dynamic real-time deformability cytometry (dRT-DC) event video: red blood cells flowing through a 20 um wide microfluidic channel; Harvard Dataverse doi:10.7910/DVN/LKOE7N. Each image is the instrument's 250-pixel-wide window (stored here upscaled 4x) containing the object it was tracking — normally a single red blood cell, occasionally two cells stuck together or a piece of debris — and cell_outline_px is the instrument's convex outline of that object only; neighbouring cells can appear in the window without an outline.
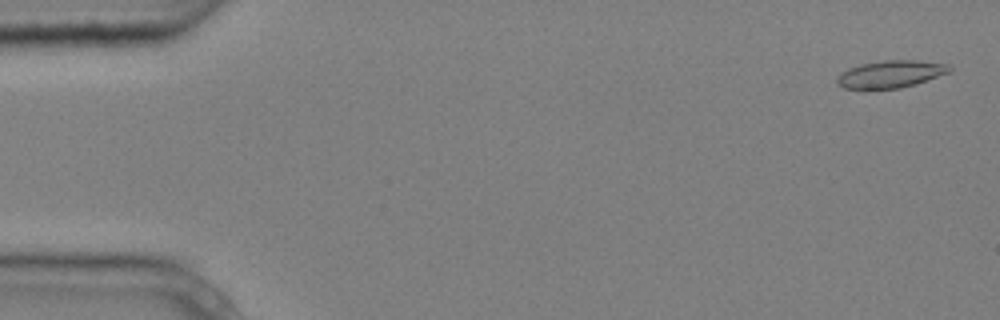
{"species": "common noctule bat (a hibernating species)", "species_latin": "Nyctalus noctula", "temperature_condition": "cold", "stored_images_in_passage": 5, "camera_frame_rate_fps": 3000, "um_per_image_px": 0.085, "animal": {"sex": "male", "body_mass_g": 20.4}, "frame": {"image": 1, "passage_image": 1, "time_ms": 0.0, "image_size_px": [1000, 320], "cell_outline_px": [[952, 68], [948, 72], [916, 84], [900, 88], [864, 92], [844, 88], [836, 84], [836, 76], [840, 72], [848, 68], [860, 64], [884, 60], [916, 60], [948, 64]], "centroid_in_image_um": [75.58, 6.34], "position_along_channel_um": 9.4, "area_um2": 18.61}}
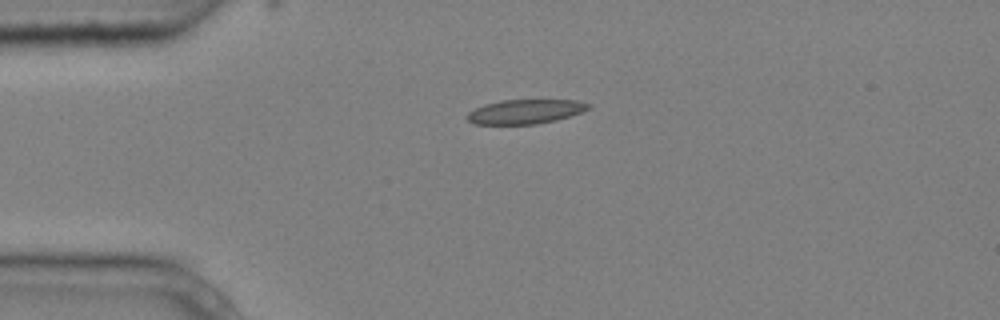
{"frame": {"image": 2, "passage_image": 4, "time_ms": 1.0, "image_size_px": [1000, 320], "cell_outline_px": [[592, 108], [556, 120], [536, 124], [472, 124], [468, 120], [468, 112], [484, 104], [500, 100], [576, 100], [592, 104]], "centroid_in_image_um": [44.66, 9.48], "position_along_channel_um": 40.3, "area_um2": 17.17}}